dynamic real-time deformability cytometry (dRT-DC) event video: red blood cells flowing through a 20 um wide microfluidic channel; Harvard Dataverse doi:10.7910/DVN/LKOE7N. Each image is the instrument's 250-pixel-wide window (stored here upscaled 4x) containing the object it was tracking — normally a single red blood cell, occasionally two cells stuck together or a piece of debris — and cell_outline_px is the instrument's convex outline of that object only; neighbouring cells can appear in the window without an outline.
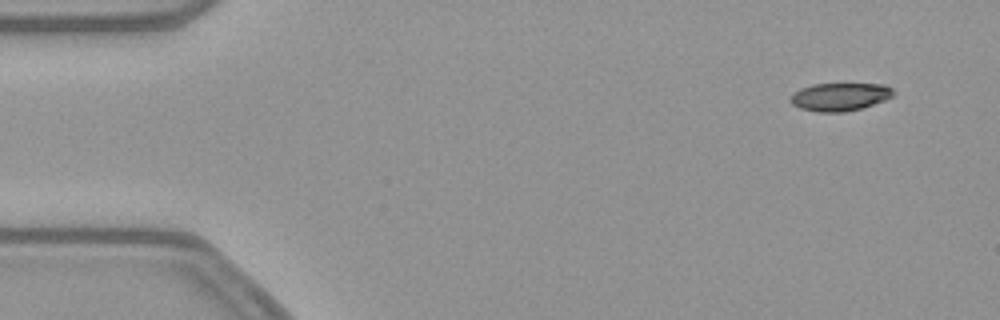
{"species": "common noctule bat (a hibernating species)", "species_latin": "Nyctalus noctula", "temperature_condition": "warm", "stored_images_in_passage": 53, "camera_frame_rate_fps": 3000, "um_per_image_px": 0.085, "animal": {"sex": "female", "body_mass_g": 21.9}, "frame": {"image": 1, "passage_image": 4, "time_ms": 1.0, "image_size_px": [1000, 320], "cell_outline_px": [[896, 92], [892, 96], [884, 100], [860, 108], [844, 112], [816, 112], [800, 108], [792, 104], [788, 100], [792, 92], [800, 88], [812, 84], [884, 84], [892, 88]], "centroid_in_image_um": [71.34, 8.22], "position_along_channel_um": 13.7, "area_um2": 16.88}}
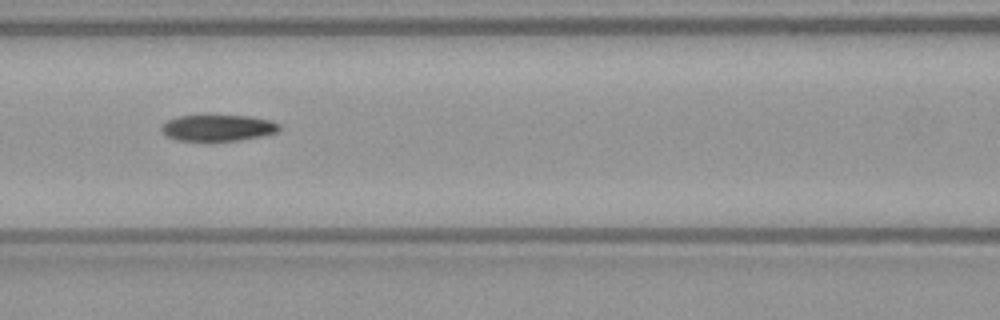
{"frame": {"image": 2, "passage_image": 23, "time_ms": 7.333, "image_size_px": [1000, 320], "cell_outline_px": [[280, 128], [276, 132], [260, 136], [240, 140], [208, 144], [204, 144], [176, 140], [168, 136], [160, 128], [168, 120], [176, 116], [248, 116], [272, 120], [280, 124]], "centroid_in_image_um": [18.5, 10.92], "position_along_channel_um": 148.1, "area_um2": 18.67}}
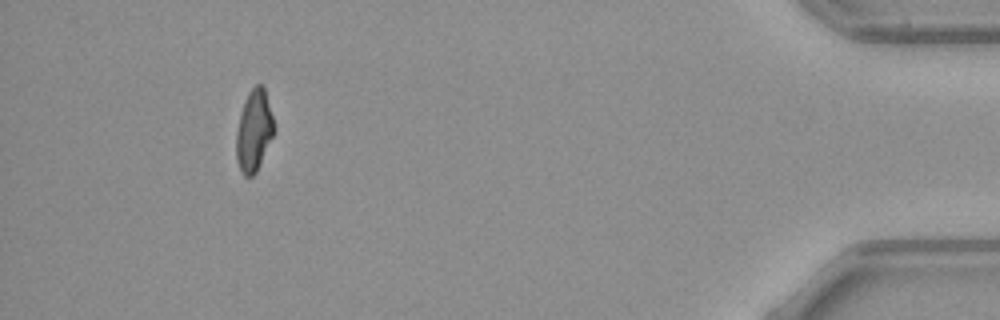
{"frame": {"image": 3, "passage_image": 49, "time_ms": 16.0, "image_size_px": [1000, 320], "cell_outline_px": [[276, 132], [256, 172], [252, 176], [244, 176], [240, 172], [236, 160], [236, 132], [240, 112], [244, 100], [248, 92], [256, 84], [260, 84], [264, 88], [276, 128]], "centroid_in_image_um": [21.59, 11.13], "position_along_channel_um": 413.6, "area_um2": 18.26}, "authors_computed_cell_mechanics": {"area_um2": 18.6694, "velocity_mm_per_s": 3.8817, "shape_relaxation_time_tau1_ms": null, "shape_relaxation_time_tau2_ms": 4.8496, "deformation_change_tau1": null, "deformation_change_tau2": 0.1136}}